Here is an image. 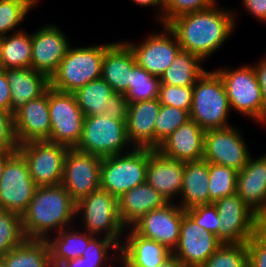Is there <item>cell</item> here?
Here are the masks:
<instances>
[{
  "label": "cell",
  "instance_id": "1",
  "mask_svg": "<svg viewBox=\"0 0 266 267\" xmlns=\"http://www.w3.org/2000/svg\"><path fill=\"white\" fill-rule=\"evenodd\" d=\"M234 11L214 3L207 9L183 14L167 26L177 37L181 50L200 57L204 62L229 39L235 30Z\"/></svg>",
  "mask_w": 266,
  "mask_h": 267
},
{
  "label": "cell",
  "instance_id": "26",
  "mask_svg": "<svg viewBox=\"0 0 266 267\" xmlns=\"http://www.w3.org/2000/svg\"><path fill=\"white\" fill-rule=\"evenodd\" d=\"M136 64L132 50L124 41L114 42L104 54L101 77L115 93L125 94L130 85L131 69Z\"/></svg>",
  "mask_w": 266,
  "mask_h": 267
},
{
  "label": "cell",
  "instance_id": "45",
  "mask_svg": "<svg viewBox=\"0 0 266 267\" xmlns=\"http://www.w3.org/2000/svg\"><path fill=\"white\" fill-rule=\"evenodd\" d=\"M19 143L15 134L14 116L0 110V150L5 152L18 151Z\"/></svg>",
  "mask_w": 266,
  "mask_h": 267
},
{
  "label": "cell",
  "instance_id": "52",
  "mask_svg": "<svg viewBox=\"0 0 266 267\" xmlns=\"http://www.w3.org/2000/svg\"><path fill=\"white\" fill-rule=\"evenodd\" d=\"M181 263L180 261L171 254L163 263L157 267H180Z\"/></svg>",
  "mask_w": 266,
  "mask_h": 267
},
{
  "label": "cell",
  "instance_id": "8",
  "mask_svg": "<svg viewBox=\"0 0 266 267\" xmlns=\"http://www.w3.org/2000/svg\"><path fill=\"white\" fill-rule=\"evenodd\" d=\"M125 122L102 115L86 116L75 149L102 158L131 151L134 147L128 140Z\"/></svg>",
  "mask_w": 266,
  "mask_h": 267
},
{
  "label": "cell",
  "instance_id": "19",
  "mask_svg": "<svg viewBox=\"0 0 266 267\" xmlns=\"http://www.w3.org/2000/svg\"><path fill=\"white\" fill-rule=\"evenodd\" d=\"M15 134L19 144L50 141L51 121L48 90L40 98L28 101L14 114Z\"/></svg>",
  "mask_w": 266,
  "mask_h": 267
},
{
  "label": "cell",
  "instance_id": "24",
  "mask_svg": "<svg viewBox=\"0 0 266 267\" xmlns=\"http://www.w3.org/2000/svg\"><path fill=\"white\" fill-rule=\"evenodd\" d=\"M120 246V267H157L171 254L165 245L149 240L126 228Z\"/></svg>",
  "mask_w": 266,
  "mask_h": 267
},
{
  "label": "cell",
  "instance_id": "30",
  "mask_svg": "<svg viewBox=\"0 0 266 267\" xmlns=\"http://www.w3.org/2000/svg\"><path fill=\"white\" fill-rule=\"evenodd\" d=\"M204 61L188 51L180 50L171 65L159 78L161 84L176 86H193L197 79L206 71Z\"/></svg>",
  "mask_w": 266,
  "mask_h": 267
},
{
  "label": "cell",
  "instance_id": "47",
  "mask_svg": "<svg viewBox=\"0 0 266 267\" xmlns=\"http://www.w3.org/2000/svg\"><path fill=\"white\" fill-rule=\"evenodd\" d=\"M242 7L259 21L266 23V0H242Z\"/></svg>",
  "mask_w": 266,
  "mask_h": 267
},
{
  "label": "cell",
  "instance_id": "22",
  "mask_svg": "<svg viewBox=\"0 0 266 267\" xmlns=\"http://www.w3.org/2000/svg\"><path fill=\"white\" fill-rule=\"evenodd\" d=\"M236 194L262 220L266 219V154L250 156L238 171Z\"/></svg>",
  "mask_w": 266,
  "mask_h": 267
},
{
  "label": "cell",
  "instance_id": "40",
  "mask_svg": "<svg viewBox=\"0 0 266 267\" xmlns=\"http://www.w3.org/2000/svg\"><path fill=\"white\" fill-rule=\"evenodd\" d=\"M82 257L89 262L109 261L110 264L114 260L115 263L118 262L120 265V245L104 236H94L89 241Z\"/></svg>",
  "mask_w": 266,
  "mask_h": 267
},
{
  "label": "cell",
  "instance_id": "15",
  "mask_svg": "<svg viewBox=\"0 0 266 267\" xmlns=\"http://www.w3.org/2000/svg\"><path fill=\"white\" fill-rule=\"evenodd\" d=\"M164 32L151 33L140 44L124 41L132 50L136 63L151 75L161 77L181 50L174 32L165 24H161Z\"/></svg>",
  "mask_w": 266,
  "mask_h": 267
},
{
  "label": "cell",
  "instance_id": "2",
  "mask_svg": "<svg viewBox=\"0 0 266 267\" xmlns=\"http://www.w3.org/2000/svg\"><path fill=\"white\" fill-rule=\"evenodd\" d=\"M75 218L76 203L61 184L37 187L22 215L23 231L27 239L47 240L74 224Z\"/></svg>",
  "mask_w": 266,
  "mask_h": 267
},
{
  "label": "cell",
  "instance_id": "32",
  "mask_svg": "<svg viewBox=\"0 0 266 267\" xmlns=\"http://www.w3.org/2000/svg\"><path fill=\"white\" fill-rule=\"evenodd\" d=\"M2 68H30L32 34L23 29L2 37Z\"/></svg>",
  "mask_w": 266,
  "mask_h": 267
},
{
  "label": "cell",
  "instance_id": "13",
  "mask_svg": "<svg viewBox=\"0 0 266 267\" xmlns=\"http://www.w3.org/2000/svg\"><path fill=\"white\" fill-rule=\"evenodd\" d=\"M101 161L102 157L69 148L64 160L61 185L76 204L100 189Z\"/></svg>",
  "mask_w": 266,
  "mask_h": 267
},
{
  "label": "cell",
  "instance_id": "42",
  "mask_svg": "<svg viewBox=\"0 0 266 267\" xmlns=\"http://www.w3.org/2000/svg\"><path fill=\"white\" fill-rule=\"evenodd\" d=\"M217 0H165L164 24L183 14L204 10L216 3Z\"/></svg>",
  "mask_w": 266,
  "mask_h": 267
},
{
  "label": "cell",
  "instance_id": "6",
  "mask_svg": "<svg viewBox=\"0 0 266 267\" xmlns=\"http://www.w3.org/2000/svg\"><path fill=\"white\" fill-rule=\"evenodd\" d=\"M80 215L85 228L82 230L121 246L126 228L119 216L117 197L101 189L92 192L76 204V217Z\"/></svg>",
  "mask_w": 266,
  "mask_h": 267
},
{
  "label": "cell",
  "instance_id": "53",
  "mask_svg": "<svg viewBox=\"0 0 266 267\" xmlns=\"http://www.w3.org/2000/svg\"><path fill=\"white\" fill-rule=\"evenodd\" d=\"M13 152H5L0 150V181L2 178V173H3V169H4V165L6 162V159L12 154Z\"/></svg>",
  "mask_w": 266,
  "mask_h": 267
},
{
  "label": "cell",
  "instance_id": "43",
  "mask_svg": "<svg viewBox=\"0 0 266 267\" xmlns=\"http://www.w3.org/2000/svg\"><path fill=\"white\" fill-rule=\"evenodd\" d=\"M185 212L201 227L219 238L220 219L213 203L197 205L186 209Z\"/></svg>",
  "mask_w": 266,
  "mask_h": 267
},
{
  "label": "cell",
  "instance_id": "3",
  "mask_svg": "<svg viewBox=\"0 0 266 267\" xmlns=\"http://www.w3.org/2000/svg\"><path fill=\"white\" fill-rule=\"evenodd\" d=\"M114 43L98 46L69 47L57 71L50 78L54 90L74 93L88 82L101 78L105 51Z\"/></svg>",
  "mask_w": 266,
  "mask_h": 267
},
{
  "label": "cell",
  "instance_id": "12",
  "mask_svg": "<svg viewBox=\"0 0 266 267\" xmlns=\"http://www.w3.org/2000/svg\"><path fill=\"white\" fill-rule=\"evenodd\" d=\"M220 219L223 243H247L262 226V219L235 193L213 202Z\"/></svg>",
  "mask_w": 266,
  "mask_h": 267
},
{
  "label": "cell",
  "instance_id": "49",
  "mask_svg": "<svg viewBox=\"0 0 266 267\" xmlns=\"http://www.w3.org/2000/svg\"><path fill=\"white\" fill-rule=\"evenodd\" d=\"M256 64V65H255ZM254 70L262 92L264 105V125L266 123V57L263 56L258 63H254Z\"/></svg>",
  "mask_w": 266,
  "mask_h": 267
},
{
  "label": "cell",
  "instance_id": "27",
  "mask_svg": "<svg viewBox=\"0 0 266 267\" xmlns=\"http://www.w3.org/2000/svg\"><path fill=\"white\" fill-rule=\"evenodd\" d=\"M168 202L147 182L123 193L118 198V212L125 228H130L143 215Z\"/></svg>",
  "mask_w": 266,
  "mask_h": 267
},
{
  "label": "cell",
  "instance_id": "25",
  "mask_svg": "<svg viewBox=\"0 0 266 267\" xmlns=\"http://www.w3.org/2000/svg\"><path fill=\"white\" fill-rule=\"evenodd\" d=\"M11 91V114L28 101L40 98L50 88V78L30 68L5 69Z\"/></svg>",
  "mask_w": 266,
  "mask_h": 267
},
{
  "label": "cell",
  "instance_id": "35",
  "mask_svg": "<svg viewBox=\"0 0 266 267\" xmlns=\"http://www.w3.org/2000/svg\"><path fill=\"white\" fill-rule=\"evenodd\" d=\"M38 3V0H0V37L8 35L10 31H20L16 27Z\"/></svg>",
  "mask_w": 266,
  "mask_h": 267
},
{
  "label": "cell",
  "instance_id": "17",
  "mask_svg": "<svg viewBox=\"0 0 266 267\" xmlns=\"http://www.w3.org/2000/svg\"><path fill=\"white\" fill-rule=\"evenodd\" d=\"M223 242L213 233L198 225L187 213L180 226V239L172 254L181 266L201 267Z\"/></svg>",
  "mask_w": 266,
  "mask_h": 267
},
{
  "label": "cell",
  "instance_id": "39",
  "mask_svg": "<svg viewBox=\"0 0 266 267\" xmlns=\"http://www.w3.org/2000/svg\"><path fill=\"white\" fill-rule=\"evenodd\" d=\"M188 120H190L188 111L161 105L155 122V149L165 138Z\"/></svg>",
  "mask_w": 266,
  "mask_h": 267
},
{
  "label": "cell",
  "instance_id": "44",
  "mask_svg": "<svg viewBox=\"0 0 266 267\" xmlns=\"http://www.w3.org/2000/svg\"><path fill=\"white\" fill-rule=\"evenodd\" d=\"M246 245L248 267H266V229L261 226Z\"/></svg>",
  "mask_w": 266,
  "mask_h": 267
},
{
  "label": "cell",
  "instance_id": "54",
  "mask_svg": "<svg viewBox=\"0 0 266 267\" xmlns=\"http://www.w3.org/2000/svg\"><path fill=\"white\" fill-rule=\"evenodd\" d=\"M2 37H0V68H2Z\"/></svg>",
  "mask_w": 266,
  "mask_h": 267
},
{
  "label": "cell",
  "instance_id": "31",
  "mask_svg": "<svg viewBox=\"0 0 266 267\" xmlns=\"http://www.w3.org/2000/svg\"><path fill=\"white\" fill-rule=\"evenodd\" d=\"M1 259L6 267H52L46 240L26 239Z\"/></svg>",
  "mask_w": 266,
  "mask_h": 267
},
{
  "label": "cell",
  "instance_id": "28",
  "mask_svg": "<svg viewBox=\"0 0 266 267\" xmlns=\"http://www.w3.org/2000/svg\"><path fill=\"white\" fill-rule=\"evenodd\" d=\"M180 201L176 202L186 210L197 205L210 204L209 162L205 160L184 162V176Z\"/></svg>",
  "mask_w": 266,
  "mask_h": 267
},
{
  "label": "cell",
  "instance_id": "18",
  "mask_svg": "<svg viewBox=\"0 0 266 267\" xmlns=\"http://www.w3.org/2000/svg\"><path fill=\"white\" fill-rule=\"evenodd\" d=\"M68 40L54 24L44 25L33 32L31 68L51 78L71 46Z\"/></svg>",
  "mask_w": 266,
  "mask_h": 267
},
{
  "label": "cell",
  "instance_id": "10",
  "mask_svg": "<svg viewBox=\"0 0 266 267\" xmlns=\"http://www.w3.org/2000/svg\"><path fill=\"white\" fill-rule=\"evenodd\" d=\"M48 109L51 121L50 142L75 148L82 136L85 116L73 93L48 89Z\"/></svg>",
  "mask_w": 266,
  "mask_h": 267
},
{
  "label": "cell",
  "instance_id": "36",
  "mask_svg": "<svg viewBox=\"0 0 266 267\" xmlns=\"http://www.w3.org/2000/svg\"><path fill=\"white\" fill-rule=\"evenodd\" d=\"M26 239L22 215L0 210V258Z\"/></svg>",
  "mask_w": 266,
  "mask_h": 267
},
{
  "label": "cell",
  "instance_id": "14",
  "mask_svg": "<svg viewBox=\"0 0 266 267\" xmlns=\"http://www.w3.org/2000/svg\"><path fill=\"white\" fill-rule=\"evenodd\" d=\"M243 138L233 125L206 130L203 160L242 170L252 155Z\"/></svg>",
  "mask_w": 266,
  "mask_h": 267
},
{
  "label": "cell",
  "instance_id": "46",
  "mask_svg": "<svg viewBox=\"0 0 266 267\" xmlns=\"http://www.w3.org/2000/svg\"><path fill=\"white\" fill-rule=\"evenodd\" d=\"M128 101L124 94L114 93L106 100V111L101 115L115 120H126Z\"/></svg>",
  "mask_w": 266,
  "mask_h": 267
},
{
  "label": "cell",
  "instance_id": "7",
  "mask_svg": "<svg viewBox=\"0 0 266 267\" xmlns=\"http://www.w3.org/2000/svg\"><path fill=\"white\" fill-rule=\"evenodd\" d=\"M223 68L214 70L223 81L231 111H237L259 124H264L262 92L253 64L233 70Z\"/></svg>",
  "mask_w": 266,
  "mask_h": 267
},
{
  "label": "cell",
  "instance_id": "41",
  "mask_svg": "<svg viewBox=\"0 0 266 267\" xmlns=\"http://www.w3.org/2000/svg\"><path fill=\"white\" fill-rule=\"evenodd\" d=\"M161 105L177 107L190 112L193 100V86L161 84L158 95Z\"/></svg>",
  "mask_w": 266,
  "mask_h": 267
},
{
  "label": "cell",
  "instance_id": "51",
  "mask_svg": "<svg viewBox=\"0 0 266 267\" xmlns=\"http://www.w3.org/2000/svg\"><path fill=\"white\" fill-rule=\"evenodd\" d=\"M55 267H107V262H89L83 257L59 262Z\"/></svg>",
  "mask_w": 266,
  "mask_h": 267
},
{
  "label": "cell",
  "instance_id": "16",
  "mask_svg": "<svg viewBox=\"0 0 266 267\" xmlns=\"http://www.w3.org/2000/svg\"><path fill=\"white\" fill-rule=\"evenodd\" d=\"M185 213L176 202H168L143 215L130 228L141 237L163 244L173 252L179 243L180 226Z\"/></svg>",
  "mask_w": 266,
  "mask_h": 267
},
{
  "label": "cell",
  "instance_id": "50",
  "mask_svg": "<svg viewBox=\"0 0 266 267\" xmlns=\"http://www.w3.org/2000/svg\"><path fill=\"white\" fill-rule=\"evenodd\" d=\"M132 2L136 3L139 6L142 7H154V10H160L157 11L159 14L156 15V20L157 22L161 24H164V5H165V0H131ZM157 7V8H156Z\"/></svg>",
  "mask_w": 266,
  "mask_h": 267
},
{
  "label": "cell",
  "instance_id": "48",
  "mask_svg": "<svg viewBox=\"0 0 266 267\" xmlns=\"http://www.w3.org/2000/svg\"><path fill=\"white\" fill-rule=\"evenodd\" d=\"M0 110L11 113V91L3 68H0Z\"/></svg>",
  "mask_w": 266,
  "mask_h": 267
},
{
  "label": "cell",
  "instance_id": "34",
  "mask_svg": "<svg viewBox=\"0 0 266 267\" xmlns=\"http://www.w3.org/2000/svg\"><path fill=\"white\" fill-rule=\"evenodd\" d=\"M161 81L137 63L131 69L130 85L124 94L128 103L158 99Z\"/></svg>",
  "mask_w": 266,
  "mask_h": 267
},
{
  "label": "cell",
  "instance_id": "56",
  "mask_svg": "<svg viewBox=\"0 0 266 267\" xmlns=\"http://www.w3.org/2000/svg\"><path fill=\"white\" fill-rule=\"evenodd\" d=\"M262 226L266 229V219L262 220Z\"/></svg>",
  "mask_w": 266,
  "mask_h": 267
},
{
  "label": "cell",
  "instance_id": "5",
  "mask_svg": "<svg viewBox=\"0 0 266 267\" xmlns=\"http://www.w3.org/2000/svg\"><path fill=\"white\" fill-rule=\"evenodd\" d=\"M148 148L103 157L100 169V189L119 198L128 190L146 183Z\"/></svg>",
  "mask_w": 266,
  "mask_h": 267
},
{
  "label": "cell",
  "instance_id": "21",
  "mask_svg": "<svg viewBox=\"0 0 266 267\" xmlns=\"http://www.w3.org/2000/svg\"><path fill=\"white\" fill-rule=\"evenodd\" d=\"M184 176V162L162 156L156 149L148 148L146 182L155 188L167 202H179ZM178 195V196H177Z\"/></svg>",
  "mask_w": 266,
  "mask_h": 267
},
{
  "label": "cell",
  "instance_id": "23",
  "mask_svg": "<svg viewBox=\"0 0 266 267\" xmlns=\"http://www.w3.org/2000/svg\"><path fill=\"white\" fill-rule=\"evenodd\" d=\"M160 107L158 99L128 103L125 125L133 147L155 149V122Z\"/></svg>",
  "mask_w": 266,
  "mask_h": 267
},
{
  "label": "cell",
  "instance_id": "55",
  "mask_svg": "<svg viewBox=\"0 0 266 267\" xmlns=\"http://www.w3.org/2000/svg\"><path fill=\"white\" fill-rule=\"evenodd\" d=\"M0 267H6L3 260L0 258Z\"/></svg>",
  "mask_w": 266,
  "mask_h": 267
},
{
  "label": "cell",
  "instance_id": "29",
  "mask_svg": "<svg viewBox=\"0 0 266 267\" xmlns=\"http://www.w3.org/2000/svg\"><path fill=\"white\" fill-rule=\"evenodd\" d=\"M93 237L94 235L84 230L73 231L70 226L60 230L54 237L50 236L46 241L50 248L52 267H55L59 262L82 257L89 241Z\"/></svg>",
  "mask_w": 266,
  "mask_h": 267
},
{
  "label": "cell",
  "instance_id": "33",
  "mask_svg": "<svg viewBox=\"0 0 266 267\" xmlns=\"http://www.w3.org/2000/svg\"><path fill=\"white\" fill-rule=\"evenodd\" d=\"M114 90L101 77L92 80L73 94L83 115L98 116L106 111V100L114 94Z\"/></svg>",
  "mask_w": 266,
  "mask_h": 267
},
{
  "label": "cell",
  "instance_id": "37",
  "mask_svg": "<svg viewBox=\"0 0 266 267\" xmlns=\"http://www.w3.org/2000/svg\"><path fill=\"white\" fill-rule=\"evenodd\" d=\"M238 171L227 166L209 163L210 204L236 193Z\"/></svg>",
  "mask_w": 266,
  "mask_h": 267
},
{
  "label": "cell",
  "instance_id": "9",
  "mask_svg": "<svg viewBox=\"0 0 266 267\" xmlns=\"http://www.w3.org/2000/svg\"><path fill=\"white\" fill-rule=\"evenodd\" d=\"M36 188L25 158L19 151L13 152L6 159L0 181V210L23 215Z\"/></svg>",
  "mask_w": 266,
  "mask_h": 267
},
{
  "label": "cell",
  "instance_id": "4",
  "mask_svg": "<svg viewBox=\"0 0 266 267\" xmlns=\"http://www.w3.org/2000/svg\"><path fill=\"white\" fill-rule=\"evenodd\" d=\"M230 105L227 92L219 74L205 71L193 85V100L189 112L190 119L202 129H217L228 124Z\"/></svg>",
  "mask_w": 266,
  "mask_h": 267
},
{
  "label": "cell",
  "instance_id": "11",
  "mask_svg": "<svg viewBox=\"0 0 266 267\" xmlns=\"http://www.w3.org/2000/svg\"><path fill=\"white\" fill-rule=\"evenodd\" d=\"M68 150L67 146L50 141H33L18 147L37 187L61 184Z\"/></svg>",
  "mask_w": 266,
  "mask_h": 267
},
{
  "label": "cell",
  "instance_id": "38",
  "mask_svg": "<svg viewBox=\"0 0 266 267\" xmlns=\"http://www.w3.org/2000/svg\"><path fill=\"white\" fill-rule=\"evenodd\" d=\"M201 267H248L246 243H223Z\"/></svg>",
  "mask_w": 266,
  "mask_h": 267
},
{
  "label": "cell",
  "instance_id": "20",
  "mask_svg": "<svg viewBox=\"0 0 266 267\" xmlns=\"http://www.w3.org/2000/svg\"><path fill=\"white\" fill-rule=\"evenodd\" d=\"M204 143L205 130L190 119L165 138L156 150L169 159L199 161L204 156Z\"/></svg>",
  "mask_w": 266,
  "mask_h": 267
}]
</instances>
